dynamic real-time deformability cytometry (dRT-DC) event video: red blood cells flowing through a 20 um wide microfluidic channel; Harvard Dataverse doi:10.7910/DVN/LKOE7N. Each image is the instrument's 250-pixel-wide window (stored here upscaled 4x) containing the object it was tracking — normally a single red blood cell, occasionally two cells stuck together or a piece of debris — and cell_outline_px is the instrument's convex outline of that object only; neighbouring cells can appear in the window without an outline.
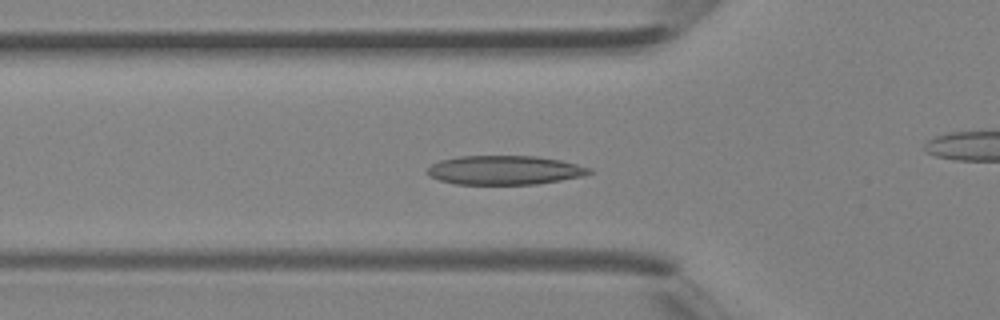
{"species": "Egyptian fruit bat (a non-hibernating species)", "species_latin": "Rousettus aegyptiacus", "temperature_condition": "room temperature", "stored_images_in_passage": 37, "camera_frame_rate_fps": 3000, "um_per_image_px": 0.085, "animal": {"sex": "female"}, "frame": {"image": 1, "passage_image": 10, "time_ms": 3.0, "image_size_px": [1000, 320], "cell_outline_px": [[592, 172], [584, 176], [536, 184], [456, 184], [440, 180], [428, 176], [428, 168], [432, 164], [440, 160], [460, 156], [536, 156], [560, 160], [592, 168]], "centroid_in_image_um": [42.9, 14.46], "position_along_channel_um": 82.9, "area_um2": 27.34}}
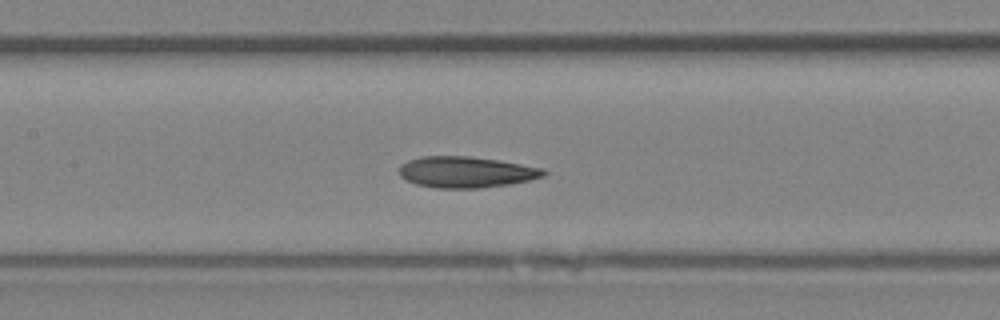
{"frame": {"image": 2, "passage_image": 15, "time_ms": 4.667, "image_size_px": [1000, 320], "cell_outline_px": [[548, 172], [544, 176], [512, 184], [480, 188], [436, 188], [416, 184], [400, 176], [400, 164], [408, 160], [420, 156], [468, 156], [500, 160], [544, 168]], "centroid_in_image_um": [39.64, 14.62], "position_along_channel_um": 167.8, "area_um2": 26.36}}
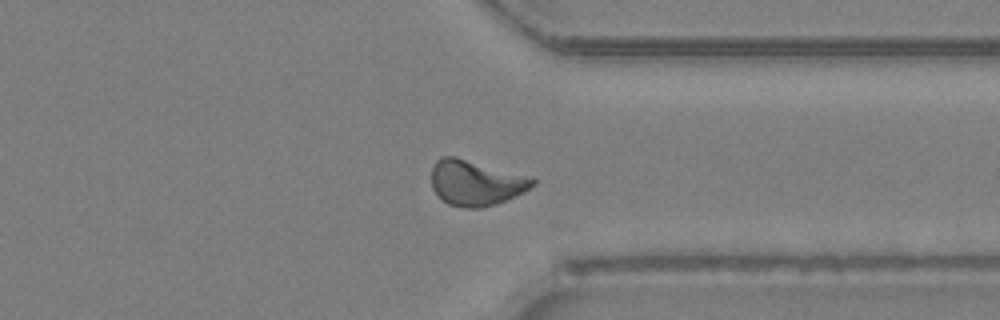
{"frame": {"image": 3, "passage_image": 27, "time_ms": 8.667, "image_size_px": [1000, 320], "cell_outline_px": [[536, 184], [524, 192], [484, 208], [464, 208], [448, 204], [432, 188], [432, 168], [436, 160], [440, 156], [452, 156], [524, 176], [536, 180]], "centroid_in_image_um": [40.39, 15.56], "position_along_channel_um": 371.0, "area_um2": 26.01}}